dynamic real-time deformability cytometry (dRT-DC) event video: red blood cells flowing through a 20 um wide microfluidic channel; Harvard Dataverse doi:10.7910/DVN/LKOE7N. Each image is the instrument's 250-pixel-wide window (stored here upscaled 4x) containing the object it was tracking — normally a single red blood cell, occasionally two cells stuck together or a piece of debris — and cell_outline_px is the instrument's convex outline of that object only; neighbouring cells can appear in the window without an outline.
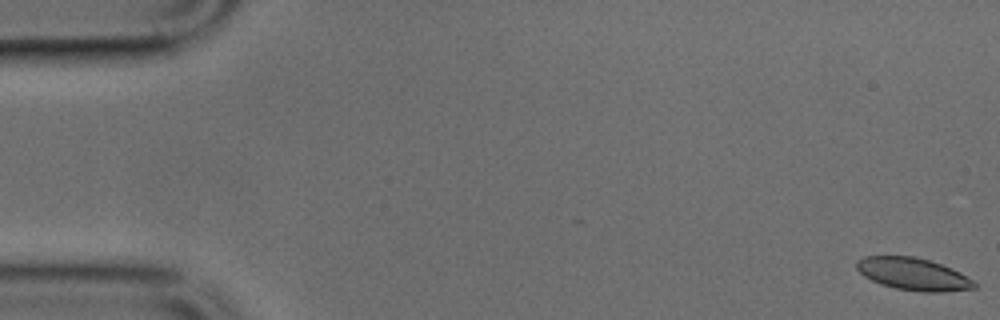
{"species": "common noctule bat (a hibernating species)", "species_latin": "Nyctalus noctula", "temperature_condition": "cold", "stored_images_in_passage": 5, "camera_frame_rate_fps": 3000, "um_per_image_px": 0.085, "animal": {"sex": "male", "body_mass_g": 17.9, "forearm_length_mm": 54.2}, "frame": {"image": 1, "passage_image": 1, "time_ms": 0.0, "image_size_px": [1000, 320], "cell_outline_px": [[980, 284], [976, 288], [940, 292], [920, 292], [896, 288], [880, 284], [864, 276], [856, 268], [856, 260], [864, 256], [912, 256], [928, 260], [952, 268], [960, 272]], "centroid_in_image_um": [77.64, 23.3], "position_along_channel_um": 7.4, "area_um2": 22.25}}